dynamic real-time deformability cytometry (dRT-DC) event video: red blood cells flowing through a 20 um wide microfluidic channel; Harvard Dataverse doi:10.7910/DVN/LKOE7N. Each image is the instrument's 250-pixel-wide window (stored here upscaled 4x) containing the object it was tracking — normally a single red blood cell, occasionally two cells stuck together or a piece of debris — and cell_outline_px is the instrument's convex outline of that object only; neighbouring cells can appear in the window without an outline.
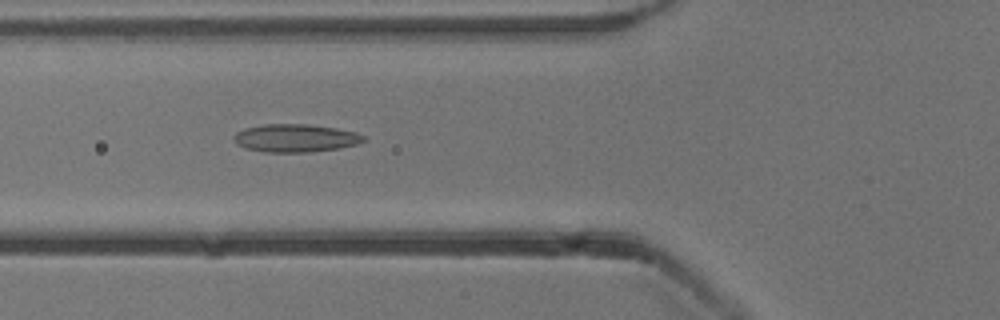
{"species": "common noctule bat (a hibernating species)", "species_latin": "Nyctalus noctula", "temperature_condition": "cold", "stored_images_in_passage": 13, "camera_frame_rate_fps": 3000, "um_per_image_px": 0.085, "animal": {"sex": "male", "body_mass_g": 13.3}, "frame": {"image": 1, "passage_image": 4, "time_ms": 1.0, "image_size_px": [1000, 320], "cell_outline_px": [[364, 140], [356, 144], [340, 148], [312, 152], [264, 152], [244, 148], [236, 144], [232, 140], [232, 136], [236, 132], [244, 128], [264, 124], [308, 124], [336, 128], [356, 132], [364, 136]], "centroid_in_image_um": [25.05, 11.74], "position_along_channel_um": 100.7, "area_um2": 21.33}}
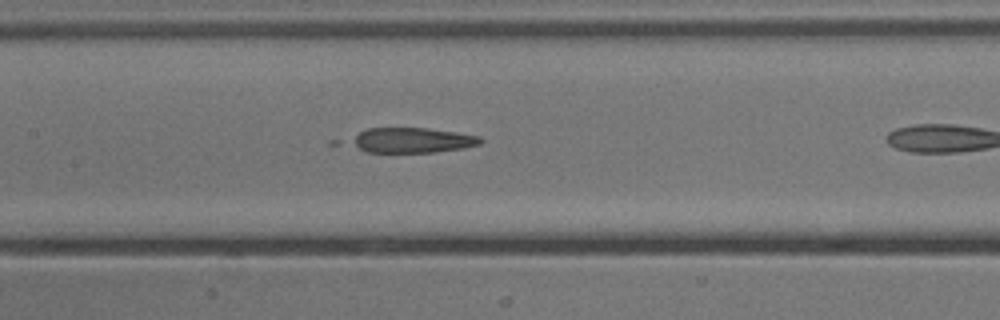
{"frame": {"image": 2, "passage_image": 6, "time_ms": 1.667, "image_size_px": [1000, 320], "cell_outline_px": [[484, 140], [480, 144], [464, 148], [432, 152], [368, 152], [352, 144], [348, 140], [360, 132], [368, 128], [428, 128], [456, 132], [480, 136]], "centroid_in_image_um": [35.06, 11.91], "position_along_channel_um": 172.3, "area_um2": 18.84}}
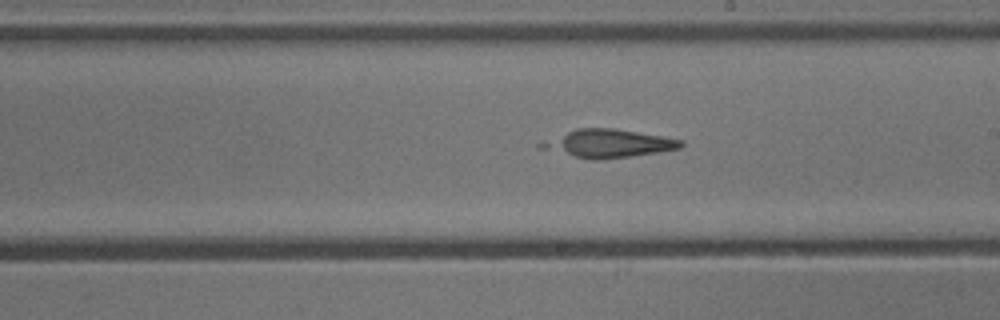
{"frame": {"image": 3, "passage_image": 11, "time_ms": 3.333, "image_size_px": [1000, 320], "cell_outline_px": [[684, 144], [680, 148], [660, 152], [596, 160], [592, 160], [576, 156], [560, 148], [556, 144], [568, 132], [576, 128], [612, 128], [684, 140]], "centroid_in_image_um": [52.21, 12.18], "position_along_channel_um": 236.8, "area_um2": 20.23}}